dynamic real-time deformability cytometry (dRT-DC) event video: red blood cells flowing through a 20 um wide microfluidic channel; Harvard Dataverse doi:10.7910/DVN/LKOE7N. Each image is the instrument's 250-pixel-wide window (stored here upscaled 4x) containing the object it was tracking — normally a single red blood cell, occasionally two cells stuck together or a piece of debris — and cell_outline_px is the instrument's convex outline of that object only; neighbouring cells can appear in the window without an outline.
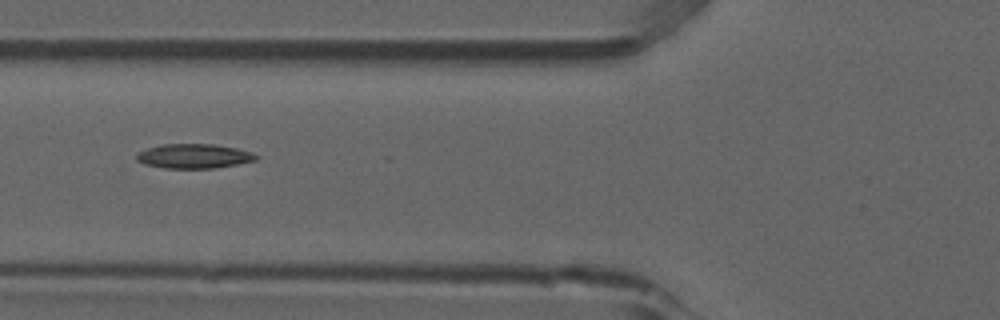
{"species": "common noctule bat (a hibernating species)", "species_latin": "Nyctalus noctula", "temperature_condition": "room temperature", "stored_images_in_passage": 8, "camera_frame_rate_fps": 3000, "um_per_image_px": 0.085, "animal": {"sex": "male", "forearm_length_mm": 52.5}, "frame": {"image": 1, "passage_image": 6, "time_ms": 1.667, "image_size_px": [1000, 320], "cell_outline_px": [[260, 156], [256, 160], [216, 168], [164, 168], [144, 164], [136, 160], [136, 152], [160, 144], [212, 144], [236, 148], [252, 152]], "centroid_in_image_um": [16.46, 13.27], "position_along_channel_um": 109.3, "area_um2": 17.11}}
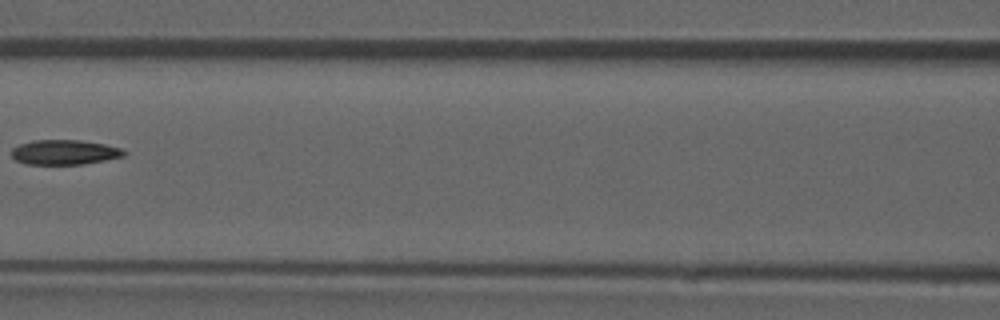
{"frame": {"image": 2, "passage_image": 7, "time_ms": 2.0, "image_size_px": [1000, 320], "cell_outline_px": [[128, 152], [124, 156], [84, 164], [24, 164], [16, 160], [12, 156], [12, 148], [20, 144], [32, 140], [80, 140], [104, 144], [120, 148]], "centroid_in_image_um": [5.47, 12.94], "position_along_channel_um": 161.1, "area_um2": 16.24}}